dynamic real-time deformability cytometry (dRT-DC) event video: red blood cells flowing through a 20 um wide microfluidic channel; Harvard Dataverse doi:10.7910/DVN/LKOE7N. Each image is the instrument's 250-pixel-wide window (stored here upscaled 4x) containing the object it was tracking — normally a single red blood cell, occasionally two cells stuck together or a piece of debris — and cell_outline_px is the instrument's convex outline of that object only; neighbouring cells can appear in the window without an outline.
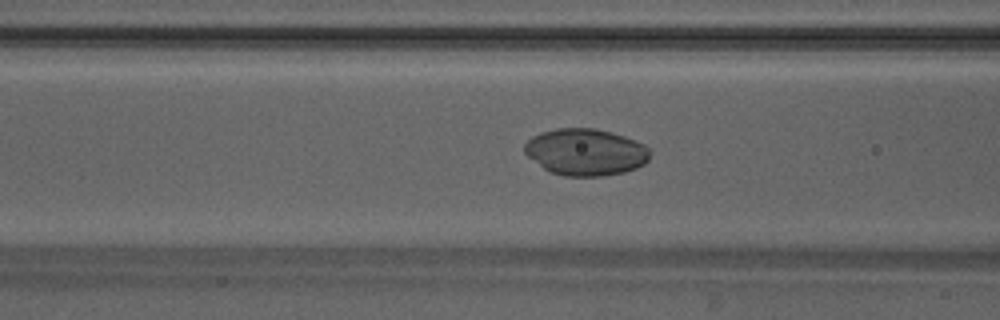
{"species": "Egyptian fruit bat (a non-hibernating species)", "species_latin": "Rousettus aegyptiacus", "temperature_condition": "warm", "stored_images_in_passage": 49, "camera_frame_rate_fps": 3000, "um_per_image_px": 0.085, "animal": {"sex": "male"}, "frame": {"image": 1, "passage_image": 20, "time_ms": 6.333, "image_size_px": [1000, 320], "cell_outline_px": [[648, 160], [644, 164], [636, 168], [624, 172], [604, 176], [564, 176], [552, 172], [544, 168], [528, 156], [524, 152], [524, 144], [532, 136], [540, 132], [556, 128], [596, 128], [612, 132], [624, 136], [644, 144], [648, 148]], "centroid_in_image_um": [49.76, 12.92], "position_along_channel_um": 116.8, "area_um2": 34.16}}
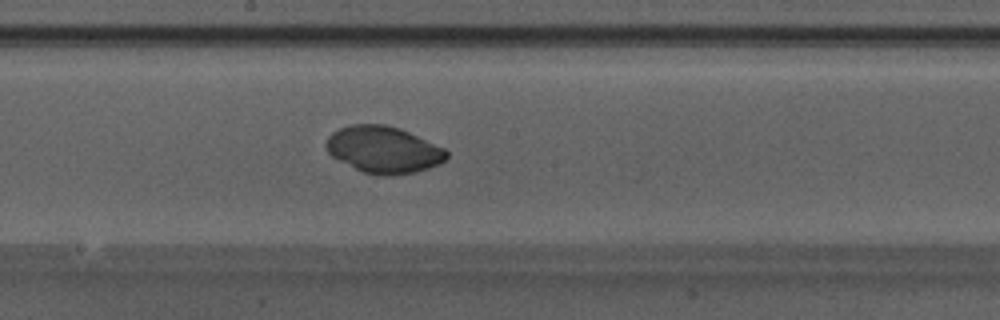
{"frame": {"image": 2, "passage_image": 27, "time_ms": 8.667, "image_size_px": [1000, 320], "cell_outline_px": [[448, 156], [440, 164], [416, 172], [388, 176], [380, 176], [364, 172], [332, 156], [328, 152], [324, 144], [328, 136], [332, 132], [348, 124], [384, 124], [400, 128], [444, 148], [448, 152]], "centroid_in_image_um": [32.59, 12.71], "position_along_channel_um": 215.6, "area_um2": 32.77}}
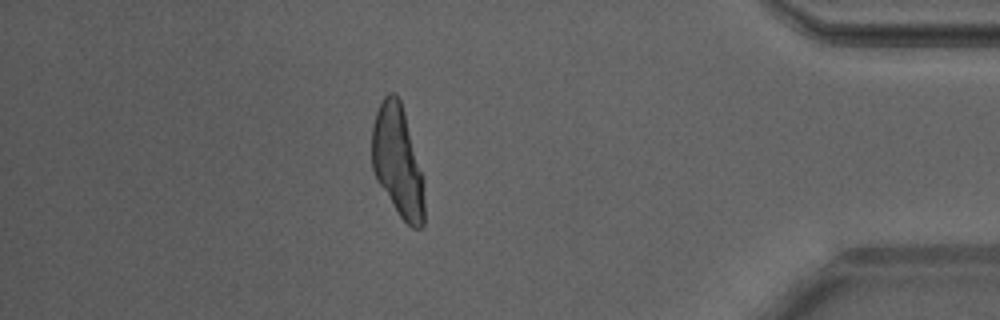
{"frame": {"image": 3, "passage_image": 43, "time_ms": 14.0, "image_size_px": [1000, 320], "cell_outline_px": [[424, 224], [420, 228], [412, 228], [400, 216], [376, 180], [372, 168], [372, 124], [376, 112], [384, 96], [388, 92], [396, 92], [400, 100], [404, 112], [424, 176]], "centroid_in_image_um": [33.81, 13.71], "position_along_channel_um": 401.4, "area_um2": 34.22}}